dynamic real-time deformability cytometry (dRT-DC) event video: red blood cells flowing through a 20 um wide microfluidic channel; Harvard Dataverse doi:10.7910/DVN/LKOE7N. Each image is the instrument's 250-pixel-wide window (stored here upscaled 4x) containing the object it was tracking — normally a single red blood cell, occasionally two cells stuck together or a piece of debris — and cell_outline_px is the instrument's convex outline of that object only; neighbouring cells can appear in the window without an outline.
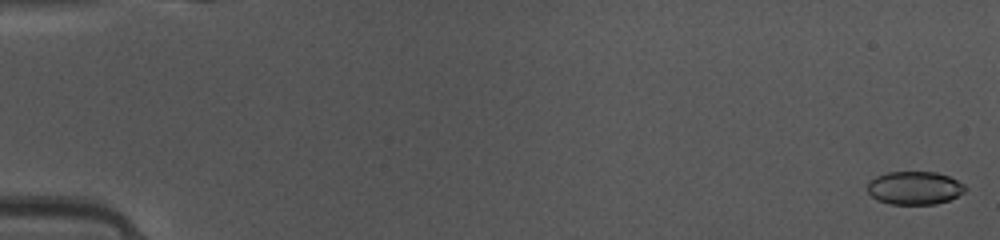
{"species": "common noctule bat (a hibernating species)", "species_latin": "Nyctalus noctula", "temperature_condition": "warm", "stored_images_in_passage": 48, "camera_frame_rate_fps": 3000, "um_per_image_px": 0.085, "animal": {"sex": "female", "body_mass_g": 10.0, "forearm_length_mm": 53.1}, "frame": {"image": 1, "passage_image": 1, "time_ms": 0.0, "image_size_px": [1000, 240], "cell_outline_px": [[968, 188], [964, 192], [948, 200], [936, 204], [888, 204], [872, 196], [868, 192], [868, 180], [876, 176], [888, 172], [936, 172], [948, 176], [964, 184]], "centroid_in_image_um": [77.74, 15.97], "position_along_channel_um": 7.3, "area_um2": 18.84}}
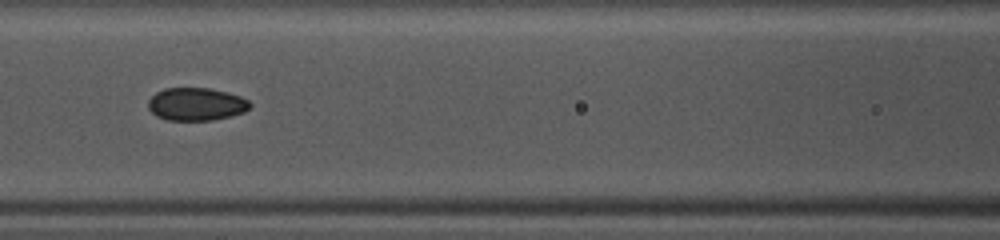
{"frame": {"image": 2, "passage_image": 22, "time_ms": 7.0, "image_size_px": [1000, 240], "cell_outline_px": [[252, 104], [244, 112], [212, 120], [168, 120], [156, 116], [148, 108], [148, 100], [156, 92], [164, 88], [208, 88], [228, 92], [240, 96], [248, 100]], "centroid_in_image_um": [16.66, 8.84], "position_along_channel_um": 149.9, "area_um2": 19.42}}
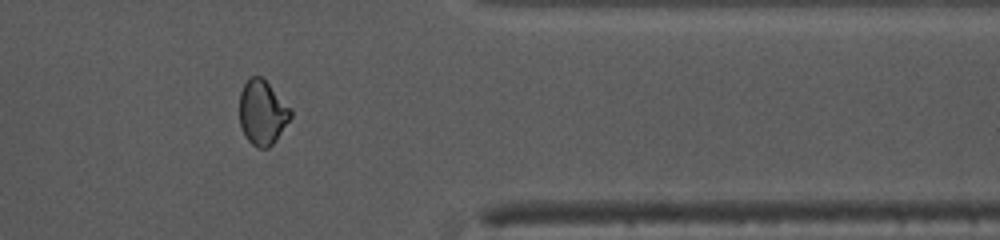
{"frame": {"image": 3, "passage_image": 40, "time_ms": 13.0, "image_size_px": [1000, 240], "cell_outline_px": [[292, 116], [276, 140], [268, 148], [256, 148], [244, 136], [240, 124], [240, 92], [244, 84], [252, 76], [260, 76], [292, 108]], "centroid_in_image_um": [22.3, 9.59], "position_along_channel_um": 389.1, "area_um2": 19.19}, "authors_computed_cell_mechanics": {"area_um2": 19.3919, "velocity_mm_per_s": 4.1726, "shape_relaxation_time_tau1_ms": 5.5874, "shape_relaxation_time_tau2_ms": 1.7061, "deformation_change_tau1": 0.0991, "deformation_change_tau2": 0.0481}}